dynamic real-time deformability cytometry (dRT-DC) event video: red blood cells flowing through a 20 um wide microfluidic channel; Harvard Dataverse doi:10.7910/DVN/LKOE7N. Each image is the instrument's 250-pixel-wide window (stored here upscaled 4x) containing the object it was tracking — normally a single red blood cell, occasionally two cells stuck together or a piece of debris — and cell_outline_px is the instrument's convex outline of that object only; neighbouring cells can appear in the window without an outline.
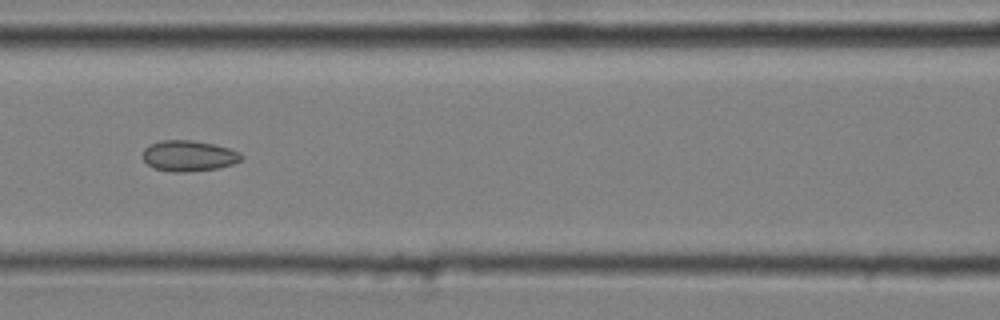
{"species": "common noctule bat (a hibernating species)", "species_latin": "Nyctalus noctula", "temperature_condition": "cold", "stored_images_in_passage": 10, "camera_frame_rate_fps": 3000, "um_per_image_px": 0.085, "animal": {"sex": "male", "body_mass_g": 20.4}, "frame": {"image": 1, "passage_image": 6, "time_ms": 1.667, "image_size_px": [1000, 320], "cell_outline_px": [[244, 156], [240, 160], [232, 164], [216, 168], [184, 172], [172, 172], [152, 168], [144, 160], [144, 148], [160, 140], [192, 140], [212, 144], [228, 148], [240, 152]], "centroid_in_image_um": [16.03, 13.25], "position_along_channel_um": 150.6, "area_um2": 17.51}}
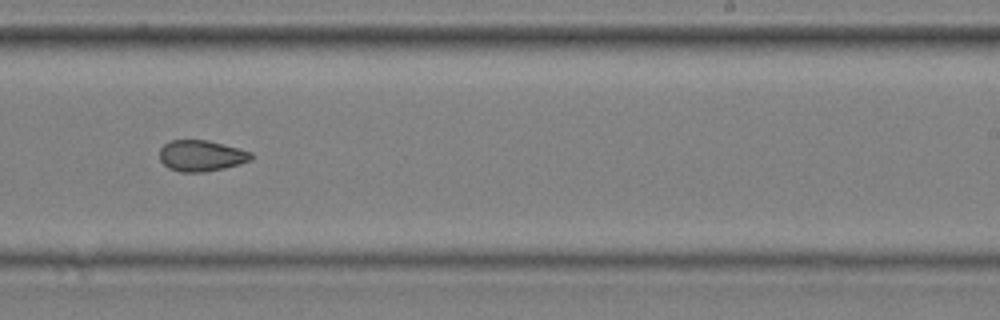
{"frame": {"image": 2, "passage_image": 9, "time_ms": 2.667, "image_size_px": [1000, 320], "cell_outline_px": [[252, 160], [224, 168], [204, 172], [180, 172], [168, 168], [160, 160], [160, 148], [164, 144], [172, 140], [208, 140], [252, 152]], "centroid_in_image_um": [17.09, 13.24], "position_along_channel_um": 271.9, "area_um2": 16.53}}
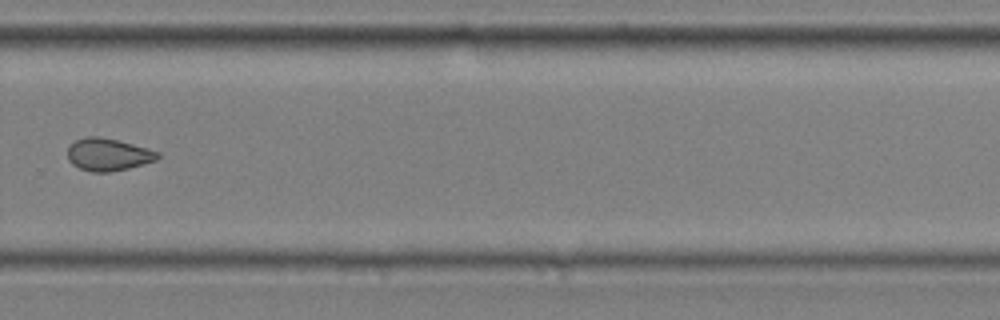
{"frame": {"image": 3, "passage_image": 10, "time_ms": 3.0, "image_size_px": [1000, 320], "cell_outline_px": [[160, 156], [156, 160], [144, 164], [128, 168], [108, 172], [92, 172], [80, 168], [72, 164], [68, 160], [68, 148], [76, 140], [88, 136], [100, 136], [148, 148], [160, 152]], "centroid_in_image_um": [9.2, 13.14], "position_along_channel_um": 320.6, "area_um2": 16.94}}